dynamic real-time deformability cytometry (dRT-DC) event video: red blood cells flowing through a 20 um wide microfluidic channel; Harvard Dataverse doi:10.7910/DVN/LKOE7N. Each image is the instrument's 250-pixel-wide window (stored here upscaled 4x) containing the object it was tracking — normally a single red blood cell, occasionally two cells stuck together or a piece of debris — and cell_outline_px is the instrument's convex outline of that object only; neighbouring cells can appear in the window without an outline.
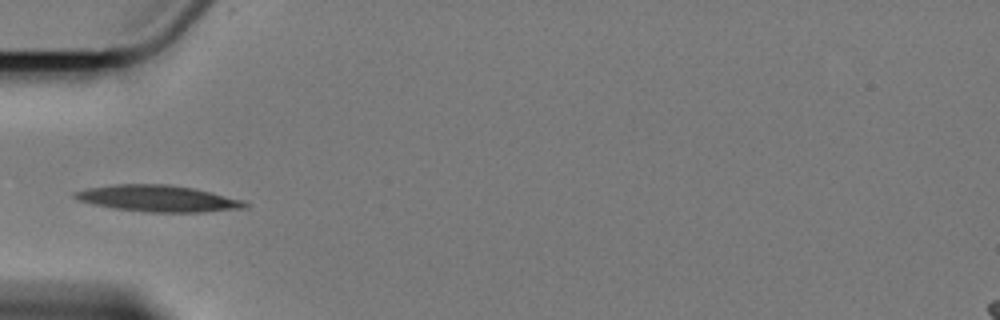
{"species": "Egyptian fruit bat (a non-hibernating species)", "species_latin": "Rousettus aegyptiacus", "temperature_condition": "cold", "stored_images_in_passage": 7, "camera_frame_rate_fps": 3000, "um_per_image_px": 0.085, "animal": {"sex": "female"}, "frame": {"image": 1, "passage_image": 6, "time_ms": 5.667, "image_size_px": [1000, 320], "cell_outline_px": [[248, 204], [244, 208], [204, 212], [148, 212], [116, 208], [76, 200], [72, 196], [72, 192], [88, 188], [112, 184], [168, 184], [192, 188], [240, 200]], "centroid_in_image_um": [13.34, 16.86], "position_along_channel_um": 71.7, "area_um2": 25.78}}
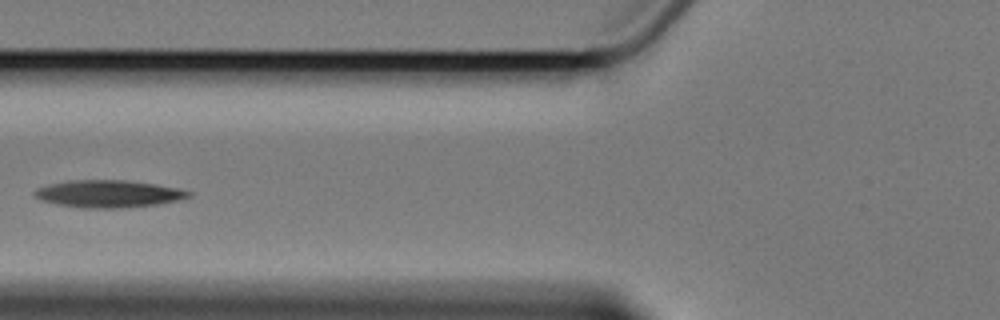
{"frame": {"image": 2, "passage_image": 7, "time_ms": 7.0, "image_size_px": [1000, 320], "cell_outline_px": [[192, 196], [176, 200], [156, 204], [124, 208], [80, 208], [56, 204], [40, 200], [32, 196], [32, 192], [48, 184], [68, 180], [124, 180], [156, 184], [176, 188], [192, 192]], "centroid_in_image_um": [9.16, 16.47], "position_along_channel_um": 116.6, "area_um2": 24.57}}